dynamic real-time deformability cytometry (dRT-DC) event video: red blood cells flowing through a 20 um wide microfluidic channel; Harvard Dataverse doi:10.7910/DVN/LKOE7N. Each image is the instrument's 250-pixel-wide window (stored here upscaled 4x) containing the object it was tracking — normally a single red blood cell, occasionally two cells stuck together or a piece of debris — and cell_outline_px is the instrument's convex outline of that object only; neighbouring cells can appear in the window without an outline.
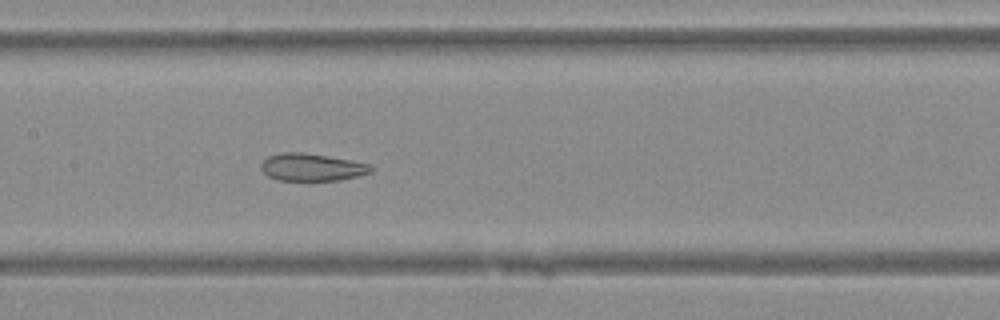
{"species": "Egyptian fruit bat (a non-hibernating species)", "species_latin": "Rousettus aegyptiacus", "temperature_condition": "warm", "stored_images_in_passage": 51, "camera_frame_rate_fps": 3000, "um_per_image_px": 0.085, "animal": {"sex": "female"}, "frame": {"image": 1, "passage_image": 25, "time_ms": 8.0, "image_size_px": [1000, 320], "cell_outline_px": [[372, 172], [340, 180], [276, 180], [268, 176], [260, 168], [260, 164], [268, 156], [280, 152], [304, 152], [352, 160], [372, 164]], "centroid_in_image_um": [26.5, 14.2], "position_along_channel_um": 180.9, "area_um2": 17.69}}
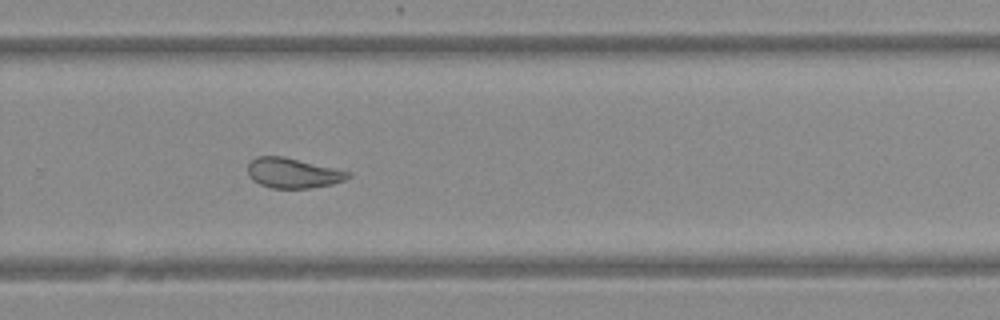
{"frame": {"image": 2, "passage_image": 34, "time_ms": 11.0, "image_size_px": [1000, 320], "cell_outline_px": [[352, 176], [344, 180], [332, 184], [308, 188], [272, 188], [260, 184], [252, 180], [248, 176], [248, 164], [256, 156], [284, 156], [348, 172]], "centroid_in_image_um": [24.85, 14.71], "position_along_channel_um": 305.0, "area_um2": 17.34}}
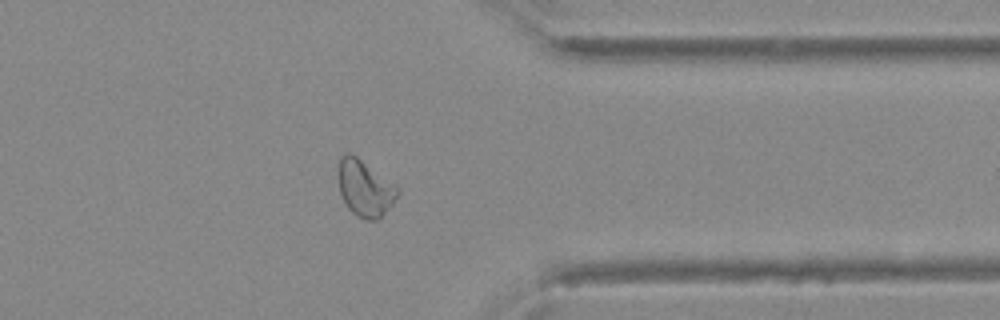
{"frame": {"image": 3, "passage_image": 40, "time_ms": 13.0, "image_size_px": [1000, 320], "cell_outline_px": [[400, 192], [392, 204], [376, 220], [368, 220], [356, 216], [348, 208], [340, 192], [340, 156], [344, 152], [348, 152], [356, 156], [400, 188]], "centroid_in_image_um": [31.04, 16.0], "position_along_channel_um": 380.4, "area_um2": 18.96}}